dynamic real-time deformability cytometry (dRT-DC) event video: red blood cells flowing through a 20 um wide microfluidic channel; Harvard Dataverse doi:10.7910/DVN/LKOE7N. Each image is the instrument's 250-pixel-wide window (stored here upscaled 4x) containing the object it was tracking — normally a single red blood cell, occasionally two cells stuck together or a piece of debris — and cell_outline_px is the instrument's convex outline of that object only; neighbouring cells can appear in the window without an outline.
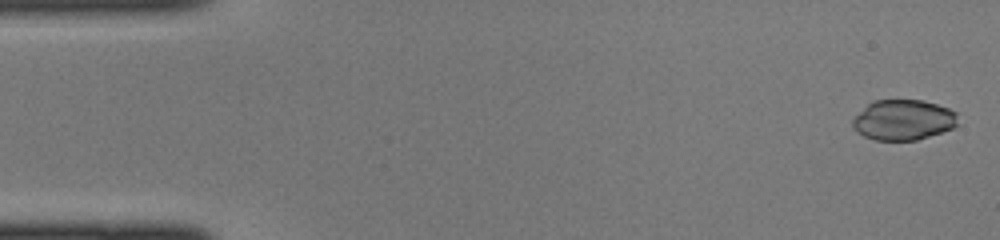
{"species": "common noctule bat (a hibernating species)", "species_latin": "Nyctalus noctula", "temperature_condition": "cold", "stored_images_in_passage": 44, "camera_frame_rate_fps": 3000, "um_per_image_px": 0.085, "animal": {"sex": "female", "body_mass_g": 22.0, "forearm_length_mm": 56.7}, "frame": {"image": 1, "passage_image": 1, "time_ms": 0.0, "image_size_px": [1000, 240], "cell_outline_px": [[960, 124], [952, 128], [916, 140], [876, 140], [864, 136], [856, 132], [852, 128], [852, 120], [872, 100], [924, 100], [948, 108], [956, 112]], "centroid_in_image_um": [76.79, 10.19], "position_along_channel_um": 8.2, "area_um2": 24.8}}
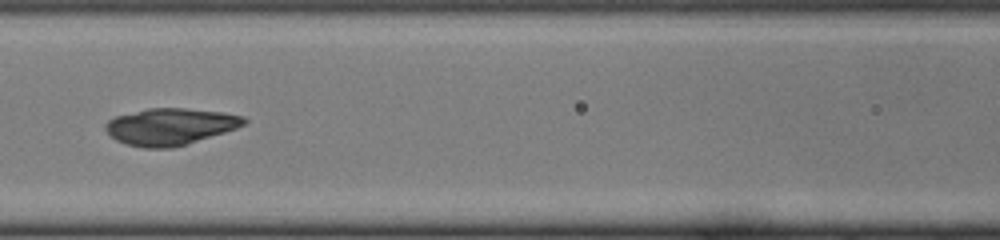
{"frame": {"image": 2, "passage_image": 19, "time_ms": 6.0, "image_size_px": [1000, 240], "cell_outline_px": [[248, 120], [244, 124], [236, 128], [188, 144], [172, 148], [144, 148], [124, 144], [116, 140], [104, 128], [104, 124], [108, 120], [116, 116], [148, 108], [184, 108], [224, 112], [244, 116]], "centroid_in_image_um": [14.46, 10.76], "position_along_channel_um": 152.1, "area_um2": 29.71}}
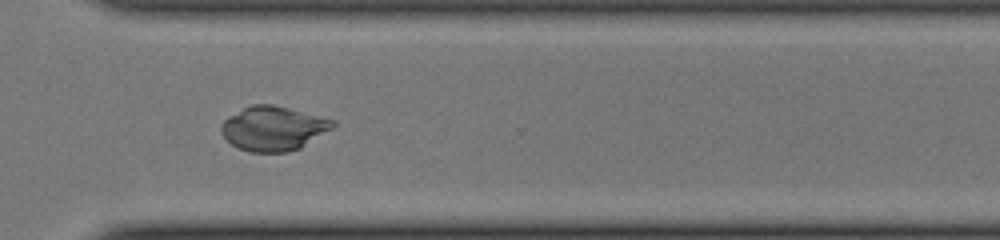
{"frame": {"image": 3, "passage_image": 32, "time_ms": 10.333, "image_size_px": [1000, 240], "cell_outline_px": [[336, 124], [332, 128], [300, 148], [288, 152], [248, 152], [232, 144], [220, 132], [220, 124], [228, 116], [252, 104], [272, 104], [336, 120]], "centroid_in_image_um": [23.22, 10.91], "position_along_channel_um": 347.4, "area_um2": 28.73}}